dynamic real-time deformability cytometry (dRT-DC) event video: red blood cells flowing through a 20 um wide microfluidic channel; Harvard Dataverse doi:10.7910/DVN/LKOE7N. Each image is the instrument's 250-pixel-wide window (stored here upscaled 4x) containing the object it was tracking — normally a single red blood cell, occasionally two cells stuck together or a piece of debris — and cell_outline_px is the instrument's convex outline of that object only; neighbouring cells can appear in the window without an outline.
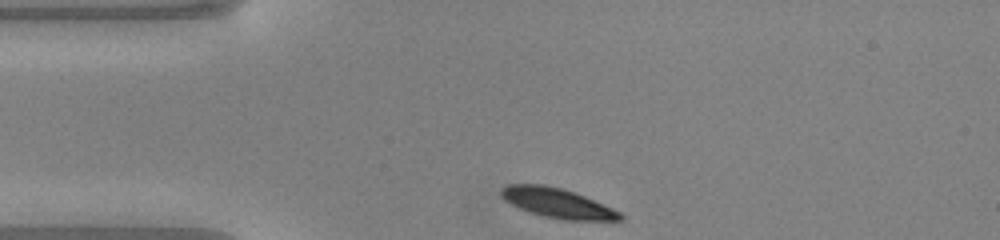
{"species": "common noctule bat (a hibernating species)", "species_latin": "Nyctalus noctula", "temperature_condition": "warm", "stored_images_in_passage": 31, "camera_frame_rate_fps": 3000, "um_per_image_px": 0.085, "animal": {"sex": "male", "body_mass_g": 20.0, "forearm_length_mm": 53.3}, "frame": {"image": 1, "passage_image": 1, "time_ms": 0.0, "image_size_px": [1000, 240], "cell_outline_px": [[624, 220], [564, 220], [544, 216], [528, 212], [504, 200], [500, 196], [500, 188], [508, 184], [544, 184], [560, 188], [584, 196], [612, 208], [620, 212], [624, 216]], "centroid_in_image_um": [47.35, 17.26], "position_along_channel_um": 37.7, "area_um2": 20.46}}
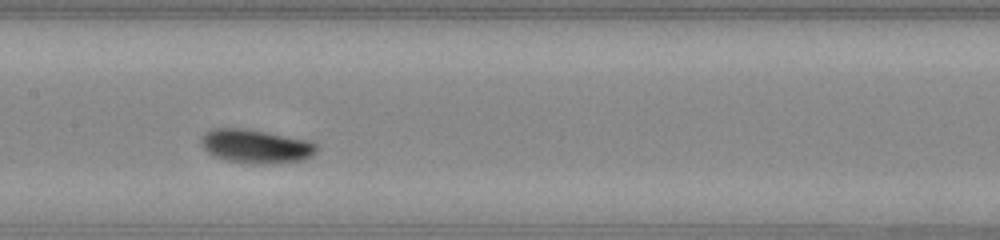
{"frame": {"image": 2, "passage_image": 14, "time_ms": 4.333, "image_size_px": [1000, 240], "cell_outline_px": [[316, 152], [312, 156], [304, 160], [272, 164], [252, 164], [224, 160], [208, 152], [200, 144], [200, 140], [212, 128], [236, 128], [264, 132], [308, 140], [316, 144]], "centroid_in_image_um": [21.76, 12.46], "position_along_channel_um": 185.6, "area_um2": 22.54}}
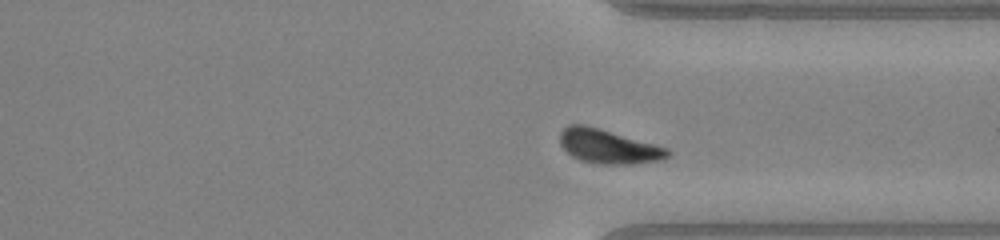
{"frame": {"image": 3, "passage_image": 27, "time_ms": 8.667, "image_size_px": [1000, 240], "cell_outline_px": [[672, 152], [668, 156], [660, 160], [632, 164], [600, 164], [580, 160], [572, 156], [560, 144], [560, 132], [568, 124], [584, 124], [668, 148]], "centroid_in_image_um": [51.7, 12.45], "position_along_channel_um": 359.7, "area_um2": 21.21}, "authors_computed_cell_mechanics": {"area_um2": 21.2704, "velocity_mm_per_s": 4.0063, "shape_relaxation_time_tau1_ms": 1.6069, "shape_relaxation_time_tau2_ms": null, "deformation_change_tau1": 0.1433, "deformation_change_tau2": null}}